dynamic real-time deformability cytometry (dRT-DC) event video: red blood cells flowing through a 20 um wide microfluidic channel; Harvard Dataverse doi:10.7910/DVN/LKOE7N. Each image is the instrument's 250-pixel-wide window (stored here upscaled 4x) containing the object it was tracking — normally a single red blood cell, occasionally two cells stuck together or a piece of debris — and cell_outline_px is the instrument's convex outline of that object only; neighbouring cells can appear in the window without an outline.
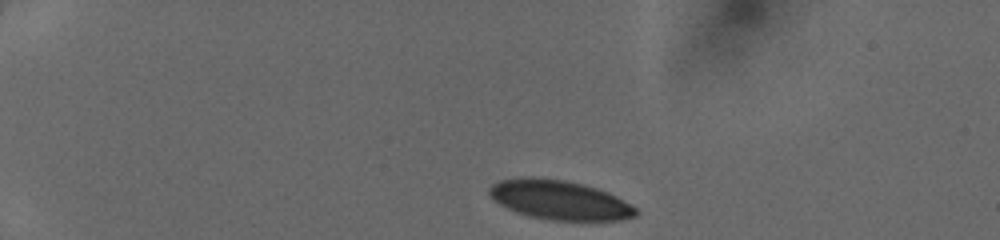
{"species": "human", "species_latin": "Homo sapiens", "temperature_condition": "cold", "stored_images_in_passage": 39, "camera_frame_rate_fps": 3000, "um_per_image_px": 0.085, "donor": {"sex": "female"}, "frame": {"image": 1, "passage_image": 1, "time_ms": 0.0, "image_size_px": [1000, 240], "cell_outline_px": [[636, 216], [620, 220], [552, 220], [528, 216], [516, 212], [500, 204], [488, 192], [488, 188], [492, 184], [500, 180], [564, 180], [596, 188], [608, 192], [616, 196], [636, 208]], "centroid_in_image_um": [47.61, 17.04], "position_along_channel_um": 37.4, "area_um2": 32.31}}
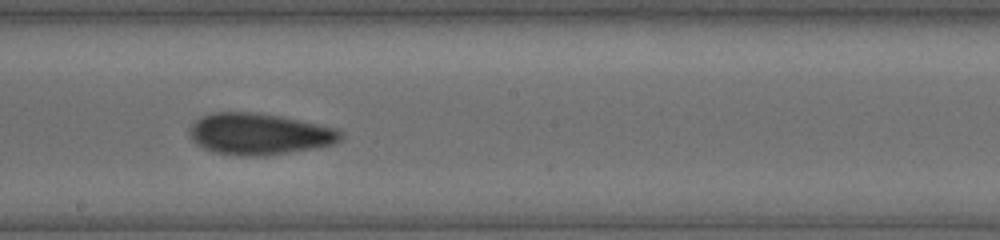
{"frame": {"image": 2, "passage_image": 20, "time_ms": 6.333, "image_size_px": [1000, 240], "cell_outline_px": [[344, 136], [340, 140], [332, 144], [316, 148], [264, 156], [240, 156], [212, 152], [196, 144], [188, 136], [188, 128], [200, 116], [212, 112], [256, 112], [280, 116], [336, 128], [344, 132]], "centroid_in_image_um": [22.0, 11.39], "position_along_channel_um": 226.2, "area_um2": 36.88}}
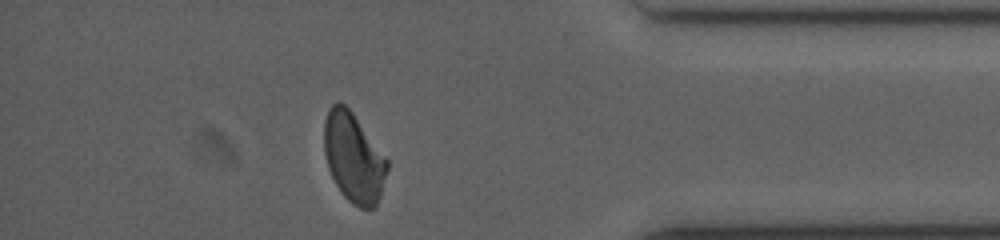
{"frame": {"image": 3, "passage_image": 34, "time_ms": 11.0, "image_size_px": [1000, 240], "cell_outline_px": [[388, 168], [380, 196], [376, 204], [372, 208], [360, 208], [352, 204], [340, 192], [328, 168], [324, 152], [324, 120], [328, 108], [332, 104], [340, 100], [352, 112], [388, 160]], "centroid_in_image_um": [30.03, 13.38], "position_along_channel_um": 405.2, "area_um2": 32.77}}